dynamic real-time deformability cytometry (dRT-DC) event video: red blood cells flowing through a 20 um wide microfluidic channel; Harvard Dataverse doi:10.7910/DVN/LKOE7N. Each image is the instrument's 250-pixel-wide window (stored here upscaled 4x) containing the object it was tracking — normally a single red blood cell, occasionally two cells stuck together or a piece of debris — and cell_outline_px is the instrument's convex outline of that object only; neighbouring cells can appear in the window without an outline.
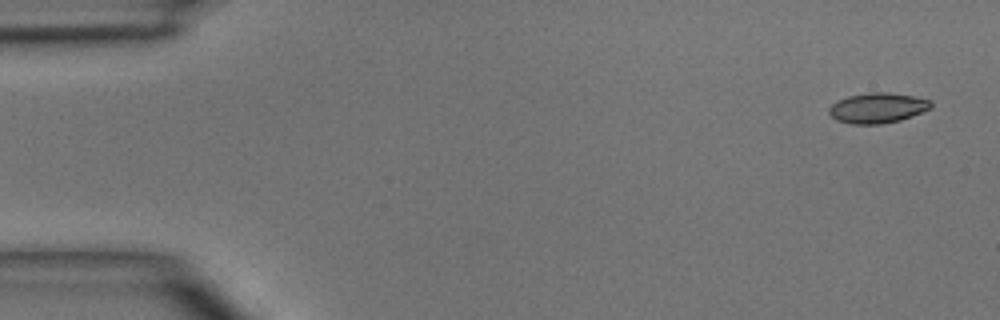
{"species": "common noctule bat (a hibernating species)", "species_latin": "Nyctalus noctula", "temperature_condition": "room temperature", "stored_images_in_passage": 5, "camera_frame_rate_fps": 3000, "um_per_image_px": 0.085, "animal": {"sex": "male", "body_mass_g": 15.6}, "frame": {"image": 1, "passage_image": 1, "time_ms": 0.0, "image_size_px": [1000, 320], "cell_outline_px": [[932, 108], [900, 120], [880, 124], [852, 124], [836, 120], [828, 112], [828, 108], [832, 104], [848, 96], [868, 92], [888, 92], [916, 96], [932, 100]], "centroid_in_image_um": [74.62, 9.16], "position_along_channel_um": 10.4, "area_um2": 18.03}}
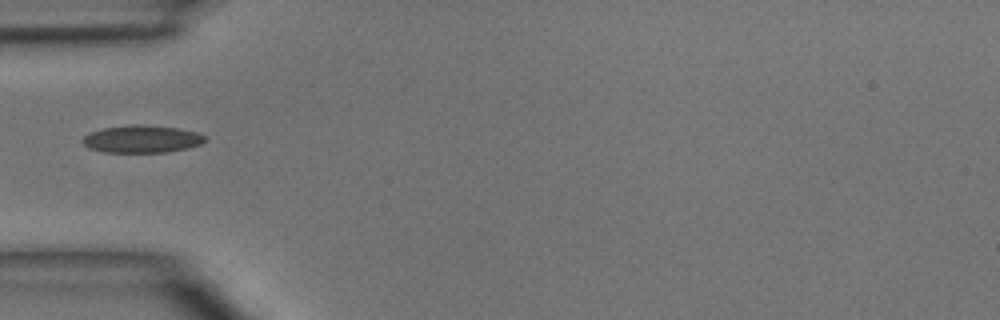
{"frame": {"image": 2, "passage_image": 4, "time_ms": 4.333, "image_size_px": [1000, 320], "cell_outline_px": [[208, 140], [200, 144], [188, 148], [164, 152], [104, 152], [88, 148], [84, 144], [84, 136], [92, 132], [104, 128], [136, 124], [144, 124], [180, 128], [196, 132], [204, 136]], "centroid_in_image_um": [12.1, 11.81], "position_along_channel_um": 72.9, "area_um2": 19.48}}
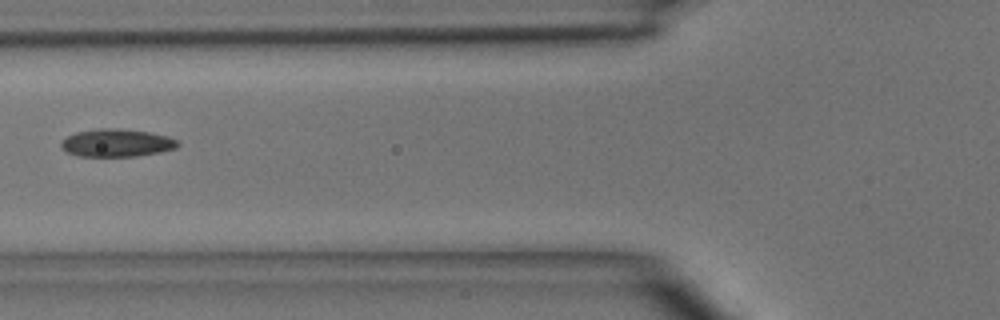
{"frame": {"image": 3, "passage_image": 5, "time_ms": 5.333, "image_size_px": [1000, 320], "cell_outline_px": [[180, 144], [176, 148], [160, 152], [136, 156], [80, 156], [68, 152], [60, 148], [60, 144], [68, 136], [76, 132], [100, 128], [116, 128], [148, 132], [168, 136], [176, 140]], "centroid_in_image_um": [9.92, 12.14], "position_along_channel_um": 115.9, "area_um2": 18.73}}